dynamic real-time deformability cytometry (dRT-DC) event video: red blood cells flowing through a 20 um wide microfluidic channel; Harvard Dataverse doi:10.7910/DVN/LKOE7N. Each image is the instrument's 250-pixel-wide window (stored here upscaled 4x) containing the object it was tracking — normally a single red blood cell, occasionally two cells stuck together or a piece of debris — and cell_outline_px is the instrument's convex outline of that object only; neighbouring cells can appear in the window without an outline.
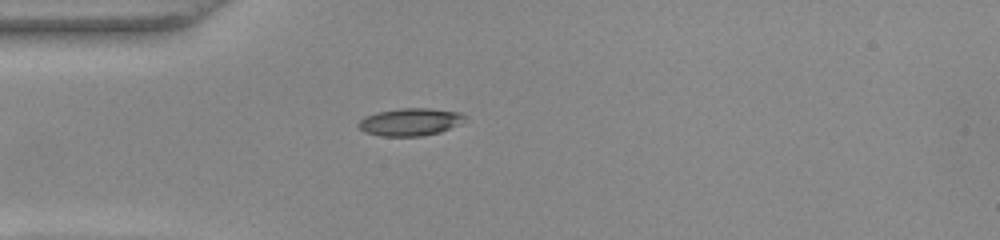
{"species": "common noctule bat (a hibernating species)", "species_latin": "Nyctalus noctula", "temperature_condition": "warm", "stored_images_in_passage": 32, "camera_frame_rate_fps": 3000, "um_per_image_px": 0.085, "animal": {"sex": "female", "body_mass_g": 22.0, "forearm_length_mm": 56.7}, "frame": {"image": 1, "passage_image": 1, "time_ms": 0.0, "image_size_px": [1000, 240], "cell_outline_px": [[464, 124], [440, 132], [420, 136], [380, 136], [364, 132], [356, 124], [364, 116], [376, 112], [400, 108], [428, 108], [460, 112], [464, 116]], "centroid_in_image_um": [34.86, 10.36], "position_along_channel_um": 50.1, "area_um2": 17.28}}
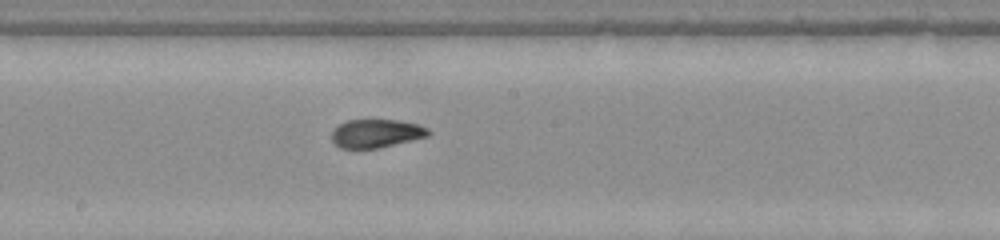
{"frame": {"image": 2, "passage_image": 14, "time_ms": 4.333, "image_size_px": [1000, 240], "cell_outline_px": [[432, 132], [428, 136], [380, 148], [340, 148], [332, 140], [332, 128], [336, 124], [348, 120], [400, 120], [416, 124], [428, 128]], "centroid_in_image_um": [31.96, 11.33], "position_along_channel_um": 216.2, "area_um2": 16.13}}
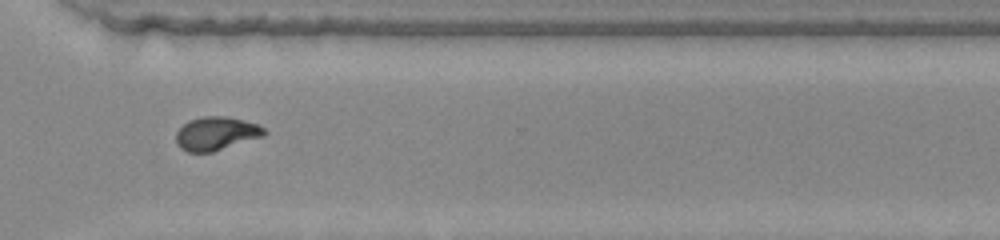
{"frame": {"image": 3, "passage_image": 24, "time_ms": 7.667, "image_size_px": [1000, 240], "cell_outline_px": [[268, 132], [264, 136], [212, 152], [188, 152], [180, 148], [176, 140], [176, 132], [188, 120], [204, 116], [228, 116], [256, 124], [264, 128]], "centroid_in_image_um": [18.38, 11.35], "position_along_channel_um": 352.2, "area_um2": 17.17}, "authors_computed_cell_mechanics": {"area_um2": 17.1088, "velocity_mm_per_s": 4.077, "shape_relaxation_time_tau1_ms": 5.9317, "shape_relaxation_time_tau2_ms": 1.1957, "deformation_change_tau1": 0.224, "deformation_change_tau2": 0.0549}}